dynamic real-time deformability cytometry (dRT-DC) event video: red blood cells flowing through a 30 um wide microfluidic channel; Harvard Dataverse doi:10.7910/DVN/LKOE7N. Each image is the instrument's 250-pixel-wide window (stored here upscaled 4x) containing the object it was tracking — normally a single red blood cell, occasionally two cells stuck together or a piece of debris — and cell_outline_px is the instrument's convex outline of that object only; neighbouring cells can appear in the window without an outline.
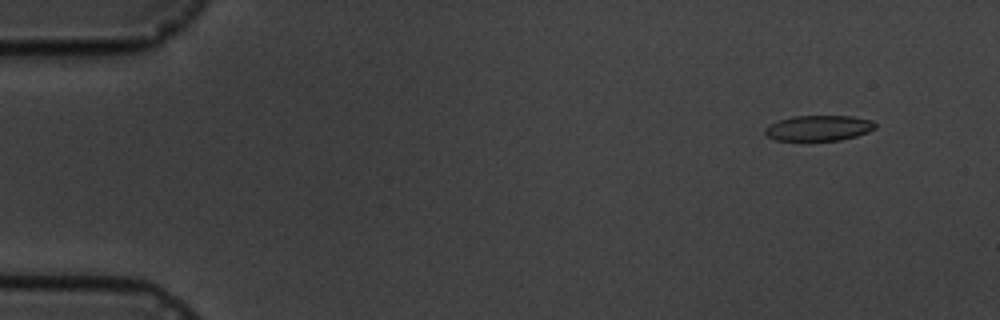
{"species": "common noctule bat (a hibernating species)", "species_latin": "Nyctalus noctula", "temperature_condition": "cold", "stored_images_in_passage": 5, "camera_frame_rate_fps": 3000, "um_per_image_px": 0.085, "animal": {"sex": "male", "body_mass_g": 19.5, "forearm_length_mm": 54.6}, "frame": {"image": 1, "passage_image": 2, "time_ms": 1.333, "image_size_px": [1000, 320], "cell_outline_px": [[876, 128], [868, 132], [856, 136], [840, 140], [776, 140], [768, 136], [764, 132], [764, 128], [768, 124], [792, 116], [852, 116], [872, 120], [876, 124]], "centroid_in_image_um": [69.59, 10.88], "position_along_channel_um": 15.4, "area_um2": 16.36}}
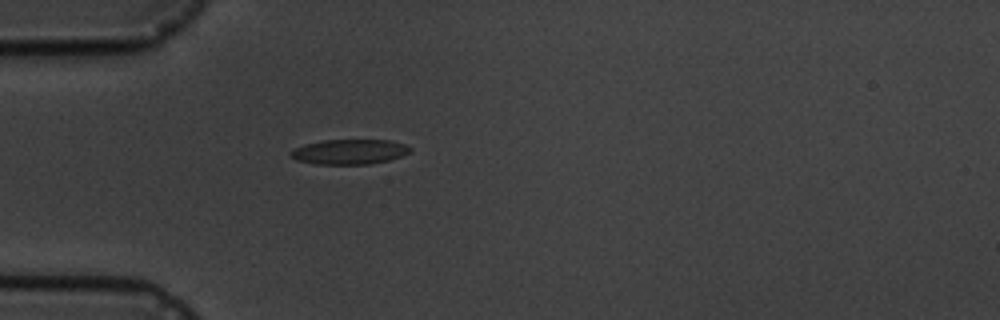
{"frame": {"image": 2, "passage_image": 5, "time_ms": 5.333, "image_size_px": [1000, 320], "cell_outline_px": [[412, 152], [388, 160], [368, 164], [316, 164], [296, 160], [288, 156], [288, 152], [304, 144], [324, 140], [388, 140], [404, 144], [412, 148]], "centroid_in_image_um": [29.67, 12.9], "position_along_channel_um": 55.3, "area_um2": 17.4}}